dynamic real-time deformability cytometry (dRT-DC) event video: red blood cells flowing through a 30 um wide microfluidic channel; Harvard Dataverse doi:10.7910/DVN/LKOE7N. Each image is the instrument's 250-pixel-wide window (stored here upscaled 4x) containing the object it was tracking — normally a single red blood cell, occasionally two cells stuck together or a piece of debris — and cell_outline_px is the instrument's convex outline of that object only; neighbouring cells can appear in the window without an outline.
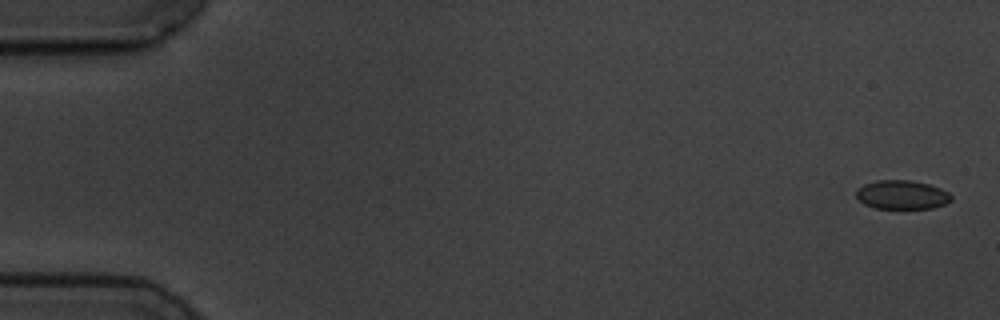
{"species": "common noctule bat (a hibernating species)", "species_latin": "Nyctalus noctula", "temperature_condition": "cold", "stored_images_in_passage": 7, "camera_frame_rate_fps": 3000, "um_per_image_px": 0.085, "animal": {"sex": "male", "body_mass_g": 19.5, "forearm_length_mm": 54.6}, "frame": {"image": 1, "passage_image": 1, "time_ms": 0.0, "image_size_px": [1000, 320], "cell_outline_px": [[952, 200], [944, 204], [932, 208], [876, 208], [864, 204], [856, 196], [856, 188], [864, 184], [876, 180], [908, 180], [928, 184], [940, 188], [948, 192], [952, 196]], "centroid_in_image_um": [76.65, 16.55], "position_along_channel_um": 8.4, "area_um2": 15.95}}
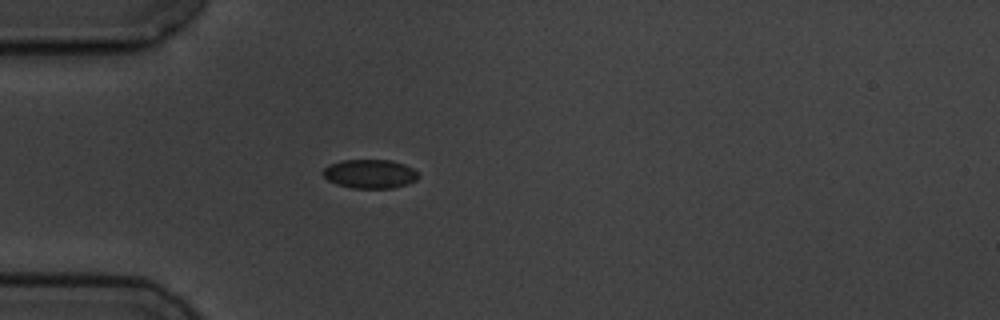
{"frame": {"image": 2, "passage_image": 5, "time_ms": 5.0, "image_size_px": [1000, 320], "cell_outline_px": [[420, 176], [416, 180], [408, 184], [392, 188], [352, 188], [336, 184], [328, 180], [320, 172], [328, 164], [344, 160], [388, 160], [404, 164], [412, 168]], "centroid_in_image_um": [31.42, 14.78], "position_along_channel_um": 53.6, "area_um2": 16.13}}
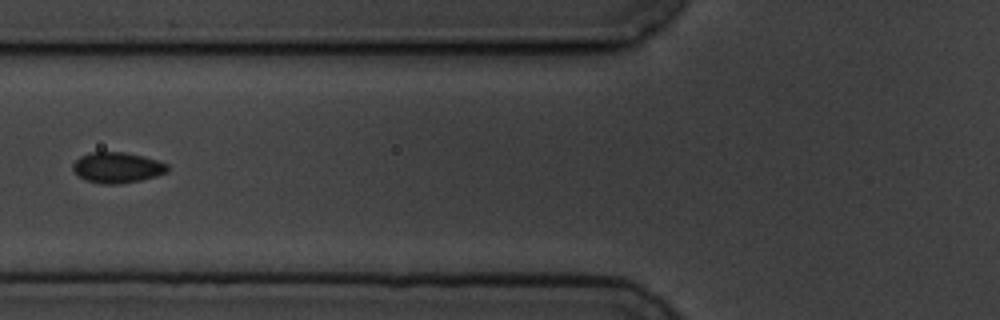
{"frame": {"image": 3, "passage_image": 7, "time_ms": 7.0, "image_size_px": [1000, 320], "cell_outline_px": [[168, 172], [156, 176], [140, 180], [120, 184], [104, 184], [84, 180], [72, 168], [72, 164], [80, 156], [92, 152], [124, 152], [144, 156], [168, 164]], "centroid_in_image_um": [9.97, 14.24], "position_along_channel_um": 115.8, "area_um2": 16.88}}